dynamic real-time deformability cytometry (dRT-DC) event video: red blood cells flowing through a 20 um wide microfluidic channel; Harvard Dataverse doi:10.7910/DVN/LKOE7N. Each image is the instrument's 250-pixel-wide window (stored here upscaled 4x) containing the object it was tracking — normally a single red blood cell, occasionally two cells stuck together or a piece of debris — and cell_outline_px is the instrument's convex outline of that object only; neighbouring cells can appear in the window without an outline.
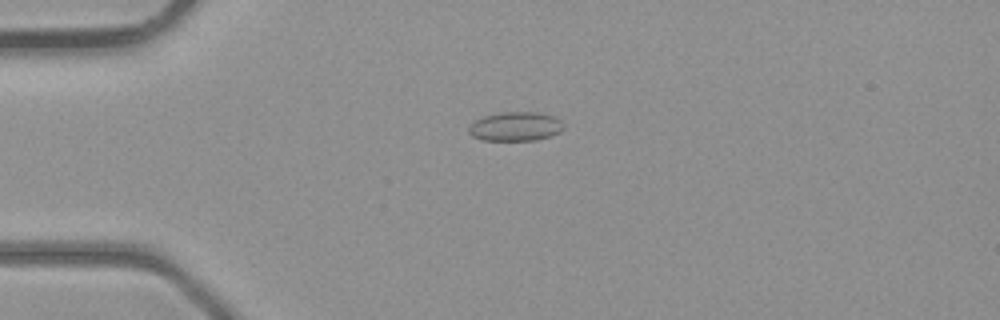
{"species": "common noctule bat (a hibernating species)", "species_latin": "Nyctalus noctula", "temperature_condition": "room temperature", "stored_images_in_passage": 4, "camera_frame_rate_fps": 3000, "um_per_image_px": 0.085, "animal": {"sex": "male", "body_mass_g": 23.1, "forearm_length_mm": 52.7}, "frame": {"image": 1, "passage_image": 3, "time_ms": 2.333, "image_size_px": [1000, 320], "cell_outline_px": [[564, 128], [560, 132], [536, 140], [484, 140], [472, 136], [468, 132], [468, 128], [476, 120], [484, 116], [500, 112], [536, 112], [552, 116], [560, 120], [564, 124]], "centroid_in_image_um": [43.82, 10.75], "position_along_channel_um": 41.2, "area_um2": 15.95}}